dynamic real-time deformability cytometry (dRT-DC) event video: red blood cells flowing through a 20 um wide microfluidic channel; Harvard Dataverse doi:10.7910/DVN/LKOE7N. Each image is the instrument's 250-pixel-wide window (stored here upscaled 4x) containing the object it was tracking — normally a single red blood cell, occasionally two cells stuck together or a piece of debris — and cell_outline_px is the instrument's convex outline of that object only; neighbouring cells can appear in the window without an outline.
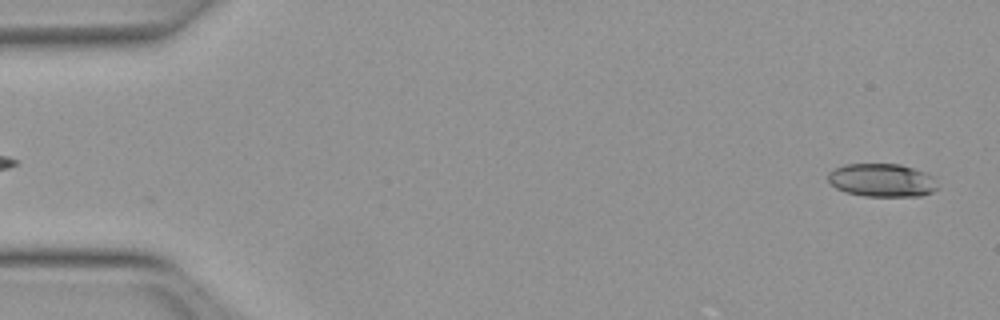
{"species": "Egyptian fruit bat (a non-hibernating species)", "species_latin": "Rousettus aegyptiacus", "temperature_condition": "warm", "stored_images_in_passage": 13, "camera_frame_rate_fps": 3000, "um_per_image_px": 0.085, "animal": {"sex": "female"}, "frame": {"image": 1, "passage_image": 1, "time_ms": 0.0, "image_size_px": [1000, 320], "cell_outline_px": [[936, 188], [932, 192], [920, 196], [864, 196], [844, 192], [836, 188], [828, 180], [828, 172], [844, 164], [900, 164], [936, 176]], "centroid_in_image_um": [74.96, 15.32], "position_along_channel_um": 10.0, "area_um2": 21.27}}
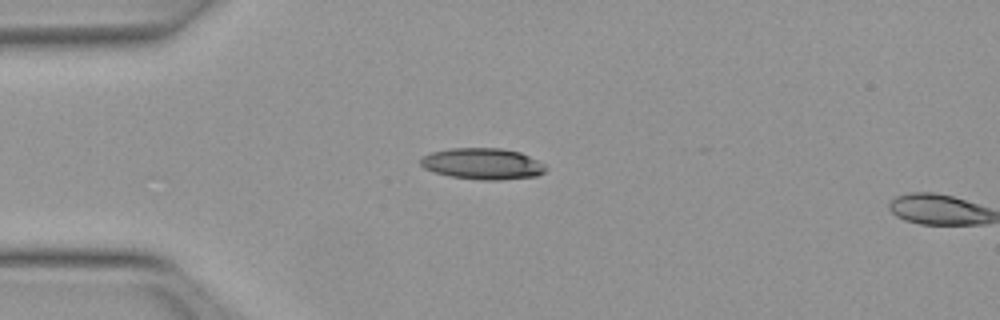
{"frame": {"image": 2, "passage_image": 12, "time_ms": 3.667, "image_size_px": [1000, 320], "cell_outline_px": [[548, 168], [544, 172], [536, 176], [500, 180], [480, 180], [448, 176], [424, 168], [420, 164], [420, 160], [424, 156], [432, 152], [448, 148], [500, 148], [520, 152], [544, 164]], "centroid_in_image_um": [41.02, 13.92], "position_along_channel_um": 44.0, "area_um2": 22.77}}